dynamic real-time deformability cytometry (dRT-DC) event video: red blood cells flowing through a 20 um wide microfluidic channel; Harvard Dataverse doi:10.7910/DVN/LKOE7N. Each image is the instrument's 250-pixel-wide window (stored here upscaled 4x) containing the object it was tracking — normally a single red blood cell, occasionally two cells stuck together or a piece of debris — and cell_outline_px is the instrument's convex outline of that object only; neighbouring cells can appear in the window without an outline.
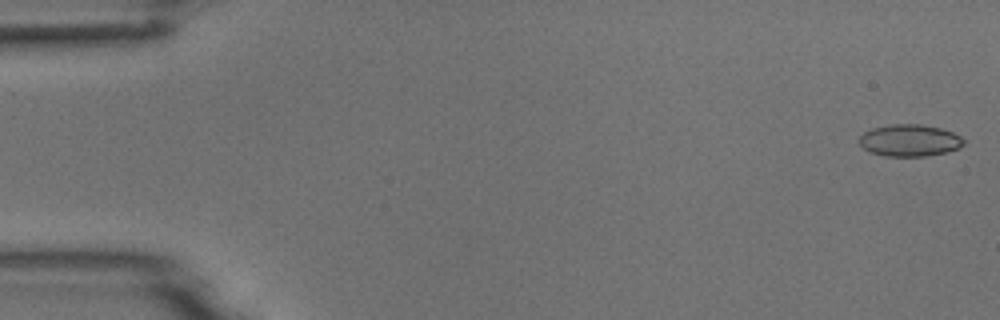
{"species": "common noctule bat (a hibernating species)", "species_latin": "Nyctalus noctula", "temperature_condition": "room temperature", "stored_images_in_passage": 12, "camera_frame_rate_fps": 3000, "um_per_image_px": 0.085, "animal": {"sex": "male", "body_mass_g": 18.8}, "frame": {"image": 1, "passage_image": 1, "time_ms": 0.0, "image_size_px": [1000, 320], "cell_outline_px": [[964, 144], [960, 148], [948, 152], [928, 156], [888, 156], [872, 152], [864, 148], [860, 144], [860, 136], [864, 132], [872, 128], [892, 124], [920, 124], [940, 128], [952, 132], [960, 136], [964, 140]], "centroid_in_image_um": [77.35, 11.93], "position_along_channel_um": 7.6, "area_um2": 19.36}}